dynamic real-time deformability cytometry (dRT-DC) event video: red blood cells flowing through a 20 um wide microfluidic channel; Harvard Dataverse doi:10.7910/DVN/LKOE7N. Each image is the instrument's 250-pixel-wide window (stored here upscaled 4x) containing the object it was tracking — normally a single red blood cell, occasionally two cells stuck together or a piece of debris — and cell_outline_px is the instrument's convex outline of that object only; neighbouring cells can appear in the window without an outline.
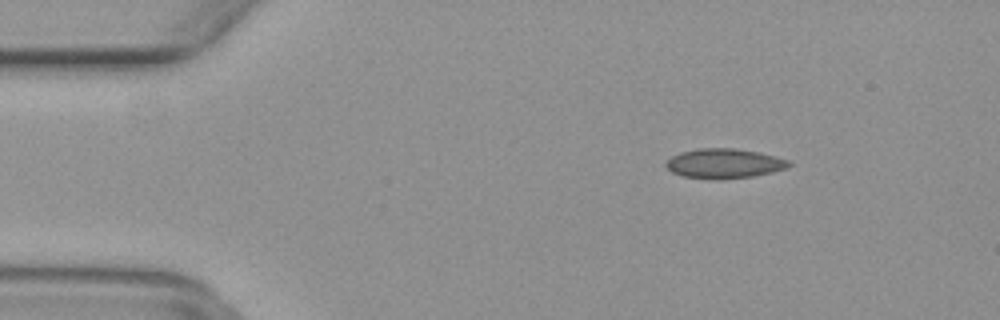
{"species": "common noctule bat (a hibernating species)", "species_latin": "Nyctalus noctula", "temperature_condition": "warm", "stored_images_in_passage": 43, "camera_frame_rate_fps": 3000, "um_per_image_px": 0.085, "animal": {"sex": "female", "body_mass_g": 29.2, "forearm_length_mm": 56.3}, "frame": {"image": 1, "passage_image": 1, "time_ms": 0.0, "image_size_px": [1000, 320], "cell_outline_px": [[792, 164], [788, 168], [772, 172], [752, 176], [684, 176], [672, 172], [664, 164], [672, 156], [680, 152], [700, 148], [732, 148], [760, 152], [788, 160]], "centroid_in_image_um": [61.59, 13.84], "position_along_channel_um": 23.4, "area_um2": 20.23}}
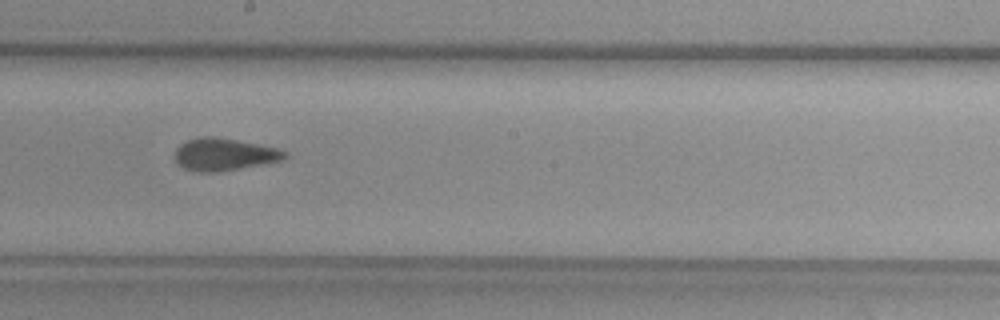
{"frame": {"image": 2, "passage_image": 21, "time_ms": 6.667, "image_size_px": [1000, 320], "cell_outline_px": [[288, 156], [280, 160], [240, 168], [216, 172], [200, 172], [184, 168], [176, 160], [176, 148], [180, 144], [188, 140], [200, 136], [212, 136], [236, 140], [276, 148], [288, 152]], "centroid_in_image_um": [19.03, 13.12], "position_along_channel_um": 229.2, "area_um2": 20.29}}
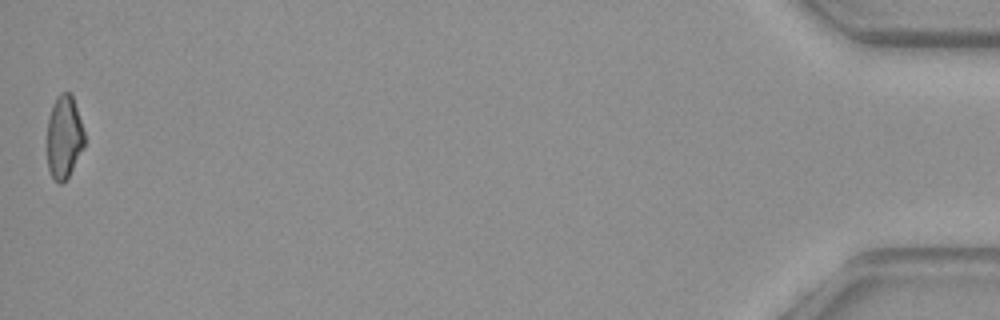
{"frame": {"image": 3, "passage_image": 43, "time_ms": 14.0, "image_size_px": [1000, 320], "cell_outline_px": [[84, 148], [68, 176], [60, 184], [52, 176], [48, 168], [48, 116], [52, 104], [56, 96], [60, 92], [68, 92], [72, 96], [84, 132]], "centroid_in_image_um": [5.44, 11.62], "position_along_channel_um": 429.8, "area_um2": 17.8}}